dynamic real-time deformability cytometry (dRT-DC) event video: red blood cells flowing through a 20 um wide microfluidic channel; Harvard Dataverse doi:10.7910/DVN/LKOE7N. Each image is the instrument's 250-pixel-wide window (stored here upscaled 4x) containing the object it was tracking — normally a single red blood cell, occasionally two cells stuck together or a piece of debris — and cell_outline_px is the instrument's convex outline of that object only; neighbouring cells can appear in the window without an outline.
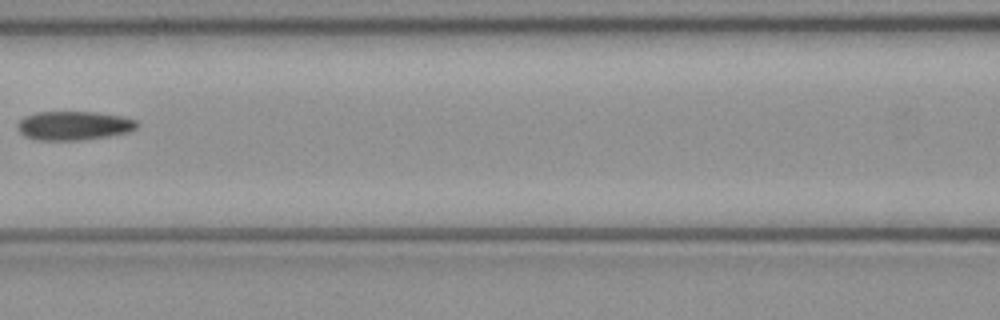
{"species": "common noctule bat (a hibernating species)", "species_latin": "Nyctalus noctula", "temperature_condition": "cold", "stored_images_in_passage": 6, "camera_frame_rate_fps": 3000, "um_per_image_px": 0.085, "animal": {"sex": "female", "body_mass_g": 21.9}, "frame": {"image": 1, "passage_image": 6, "time_ms": 1.667, "image_size_px": [1000, 320], "cell_outline_px": [[140, 124], [136, 128], [128, 132], [108, 136], [84, 140], [36, 140], [24, 136], [16, 128], [16, 124], [24, 116], [36, 112], [96, 112], [124, 116], [136, 120]], "centroid_in_image_um": [6.27, 10.67], "position_along_channel_um": 160.3, "area_um2": 20.4}}